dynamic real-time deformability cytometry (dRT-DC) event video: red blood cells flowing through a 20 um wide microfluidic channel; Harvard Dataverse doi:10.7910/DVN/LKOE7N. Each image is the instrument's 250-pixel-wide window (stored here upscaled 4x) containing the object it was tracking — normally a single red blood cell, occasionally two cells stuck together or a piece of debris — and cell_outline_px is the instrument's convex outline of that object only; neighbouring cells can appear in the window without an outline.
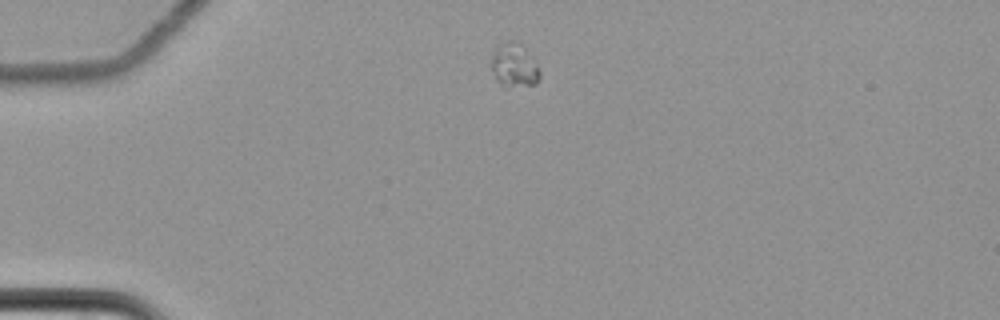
{"species": "common noctule bat (a hibernating species)", "species_latin": "Nyctalus noctula", "temperature_condition": "cold", "stored_images_in_passage": 2, "camera_frame_rate_fps": 3000, "um_per_image_px": 0.085, "animal": {"sex": "female", "body_mass_g": 22.7, "forearm_length_mm": 54.2}, "frame": {"image": 1, "passage_image": 1, "time_ms": 0.0, "image_size_px": [1000, 320], "cell_outline_px": [[540, 80], [536, 84], [504, 88], [500, 88], [492, 72], [492, 56], [496, 48], [500, 44], [508, 40], [516, 40], [524, 48], [540, 72]], "centroid_in_image_um": [43.67, 5.61], "position_along_channel_um": 41.3, "area_um2": 12.37}}